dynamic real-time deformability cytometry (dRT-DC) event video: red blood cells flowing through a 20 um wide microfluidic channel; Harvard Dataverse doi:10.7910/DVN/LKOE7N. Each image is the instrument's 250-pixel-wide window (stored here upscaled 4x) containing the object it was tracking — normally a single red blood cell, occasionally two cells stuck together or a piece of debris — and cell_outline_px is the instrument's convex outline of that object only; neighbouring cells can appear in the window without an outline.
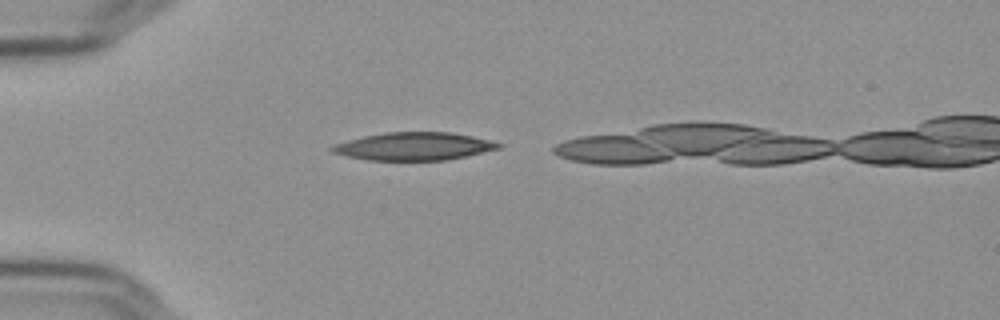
{"species": "Egyptian fruit bat (a non-hibernating species)", "species_latin": "Rousettus aegyptiacus", "temperature_condition": "cold", "stored_images_in_passage": 14, "camera_frame_rate_fps": 3000, "um_per_image_px": 0.085, "frame": {"image": 1, "passage_image": 1, "time_ms": 0.0, "image_size_px": [1000, 320], "cell_outline_px": [[504, 144], [500, 148], [464, 156], [444, 160], [368, 160], [348, 156], [332, 152], [328, 148], [336, 144], [348, 140], [364, 136], [384, 132], [452, 132], [472, 136]], "centroid_in_image_um": [35.17, 12.43], "position_along_channel_um": 49.8, "area_um2": 26.76}}
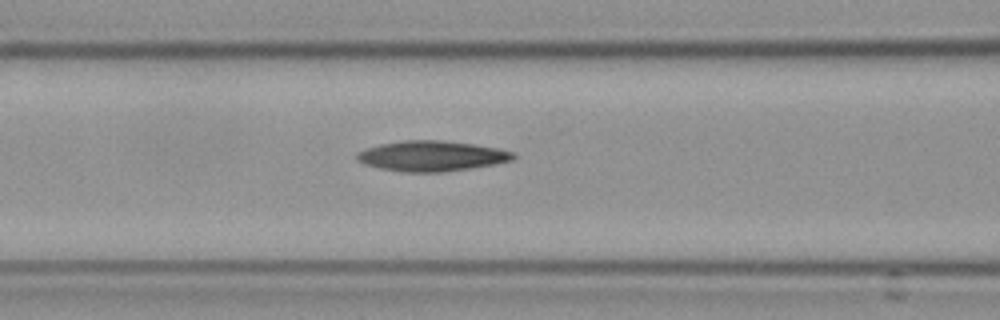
{"frame": {"image": 2, "passage_image": 9, "time_ms": 2.667, "image_size_px": [1000, 320], "cell_outline_px": [[516, 156], [512, 160], [492, 164], [468, 168], [440, 172], [404, 172], [380, 168], [364, 164], [356, 160], [356, 152], [364, 148], [380, 144], [404, 140], [444, 140], [500, 148], [512, 152]], "centroid_in_image_um": [36.63, 13.25], "position_along_channel_um": 130.0, "area_um2": 27.57}}
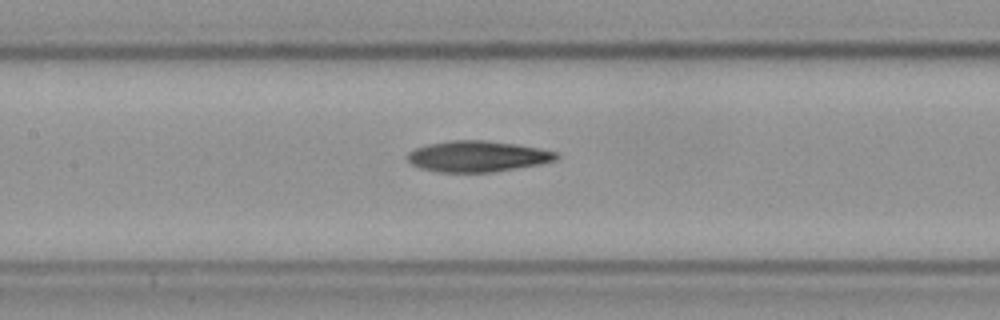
{"frame": {"image": 3, "passage_image": 12, "time_ms": 3.667, "image_size_px": [1000, 320], "cell_outline_px": [[560, 156], [556, 160], [540, 164], [492, 172], [436, 172], [420, 168], [412, 164], [408, 160], [408, 152], [416, 148], [428, 144], [452, 140], [484, 140], [516, 144], [540, 148], [560, 152]], "centroid_in_image_um": [40.62, 13.29], "position_along_channel_um": 166.8, "area_um2": 26.93}}